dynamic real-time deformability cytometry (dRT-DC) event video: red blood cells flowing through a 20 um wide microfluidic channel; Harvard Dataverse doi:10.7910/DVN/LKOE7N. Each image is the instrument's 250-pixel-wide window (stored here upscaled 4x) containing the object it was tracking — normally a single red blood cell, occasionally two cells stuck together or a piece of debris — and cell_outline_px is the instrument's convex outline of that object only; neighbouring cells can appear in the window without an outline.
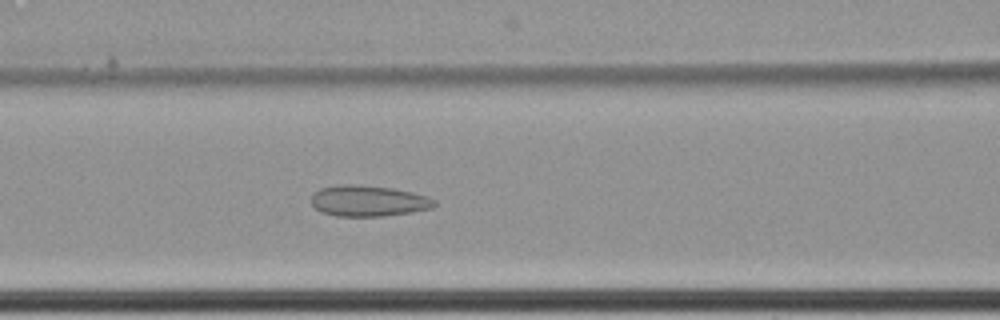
{"species": "common noctule bat (a hibernating species)", "species_latin": "Nyctalus noctula", "temperature_condition": "cold", "stored_images_in_passage": 61, "camera_frame_rate_fps": 3000, "um_per_image_px": 0.085, "animal": {"sex": "female", "body_mass_g": 22.7, "forearm_length_mm": 54.2}, "frame": {"image": 1, "passage_image": 33, "time_ms": 10.667, "image_size_px": [1000, 320], "cell_outline_px": [[436, 204], [432, 208], [384, 216], [336, 216], [320, 212], [312, 204], [312, 196], [320, 188], [340, 184], [352, 184], [392, 188], [412, 192], [428, 196], [436, 200]], "centroid_in_image_um": [31.31, 17.07], "position_along_channel_um": 135.3, "area_um2": 22.14}}
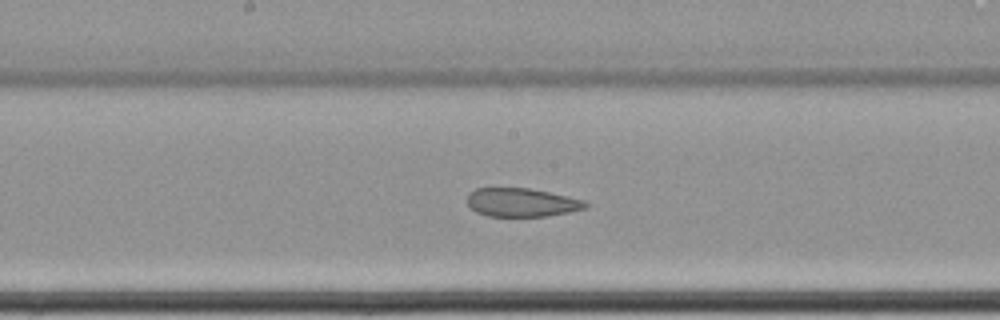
{"frame": {"image": 2, "passage_image": 39, "time_ms": 12.667, "image_size_px": [1000, 320], "cell_outline_px": [[588, 208], [548, 216], [488, 216], [476, 212], [468, 204], [468, 192], [476, 188], [528, 188], [568, 196], [584, 200], [588, 204]], "centroid_in_image_um": [44.35, 17.2], "position_along_channel_um": 203.9, "area_um2": 19.65}}
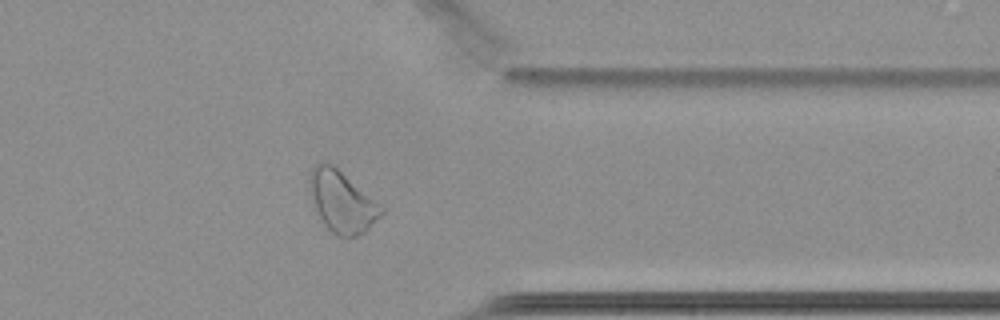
{"frame": {"image": 3, "passage_image": 55, "time_ms": 18.0, "image_size_px": [1000, 320], "cell_outline_px": [[384, 212], [364, 232], [348, 240], [336, 236], [324, 228], [316, 220], [312, 208], [308, 188], [308, 176], [312, 168], [320, 160], [324, 160], [332, 164], [384, 208]], "centroid_in_image_um": [28.95, 17.19], "position_along_channel_um": 382.5, "area_um2": 26.65}}